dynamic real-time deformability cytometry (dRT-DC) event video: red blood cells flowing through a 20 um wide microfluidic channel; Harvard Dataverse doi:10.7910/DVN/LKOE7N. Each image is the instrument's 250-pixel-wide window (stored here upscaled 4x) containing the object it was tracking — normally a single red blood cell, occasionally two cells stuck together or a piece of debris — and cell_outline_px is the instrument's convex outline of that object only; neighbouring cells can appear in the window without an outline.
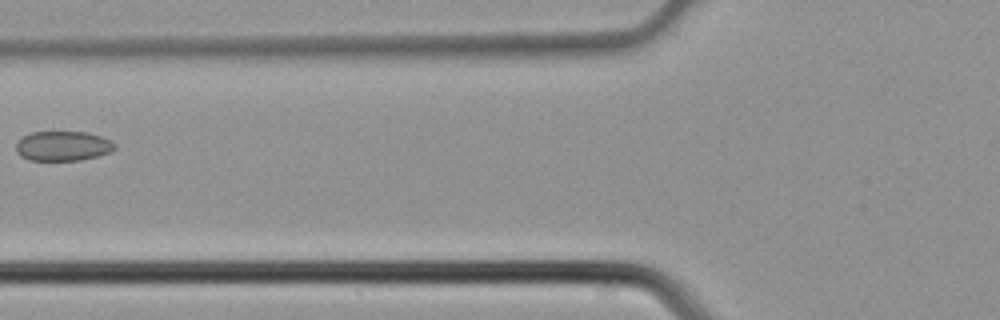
{"species": "common noctule bat (a hibernating species)", "species_latin": "Nyctalus noctula", "temperature_condition": "cold", "stored_images_in_passage": 3, "camera_frame_rate_fps": 3000, "um_per_image_px": 0.085, "animal": {"sex": "male", "body_mass_g": 21.5, "forearm_length_mm": 52.0}, "frame": {"image": 1, "passage_image": 3, "time_ms": 0.667, "image_size_px": [1000, 320], "cell_outline_px": [[116, 148], [112, 152], [80, 160], [28, 160], [20, 156], [16, 152], [16, 144], [24, 136], [32, 132], [88, 132], [112, 140], [116, 144]], "centroid_in_image_um": [5.38, 12.41], "position_along_channel_um": 120.4, "area_um2": 17.17}}